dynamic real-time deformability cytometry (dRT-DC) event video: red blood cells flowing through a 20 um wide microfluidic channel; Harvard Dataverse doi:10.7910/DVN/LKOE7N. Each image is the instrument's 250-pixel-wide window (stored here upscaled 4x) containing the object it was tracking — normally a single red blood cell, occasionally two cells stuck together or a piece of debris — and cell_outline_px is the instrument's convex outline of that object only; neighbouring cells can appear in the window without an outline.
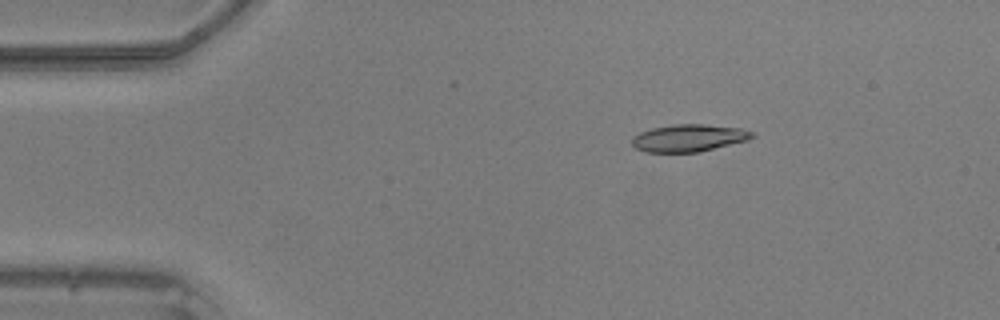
{"species": "common noctule bat (a hibernating species)", "species_latin": "Nyctalus noctula", "temperature_condition": "warm", "stored_images_in_passage": 5, "camera_frame_rate_fps": 3000, "um_per_image_px": 0.085, "animal": {"sex": "male", "body_mass_g": 20.5, "forearm_length_mm": 52.5}, "frame": {"image": 1, "passage_image": 1, "time_ms": 0.0, "image_size_px": [1000, 320], "cell_outline_px": [[756, 136], [748, 140], [700, 152], [644, 152], [636, 148], [632, 144], [632, 136], [640, 132], [652, 128], [672, 124], [704, 124], [740, 128], [752, 132]], "centroid_in_image_um": [58.54, 11.73], "position_along_channel_um": 26.5, "area_um2": 19.19}}